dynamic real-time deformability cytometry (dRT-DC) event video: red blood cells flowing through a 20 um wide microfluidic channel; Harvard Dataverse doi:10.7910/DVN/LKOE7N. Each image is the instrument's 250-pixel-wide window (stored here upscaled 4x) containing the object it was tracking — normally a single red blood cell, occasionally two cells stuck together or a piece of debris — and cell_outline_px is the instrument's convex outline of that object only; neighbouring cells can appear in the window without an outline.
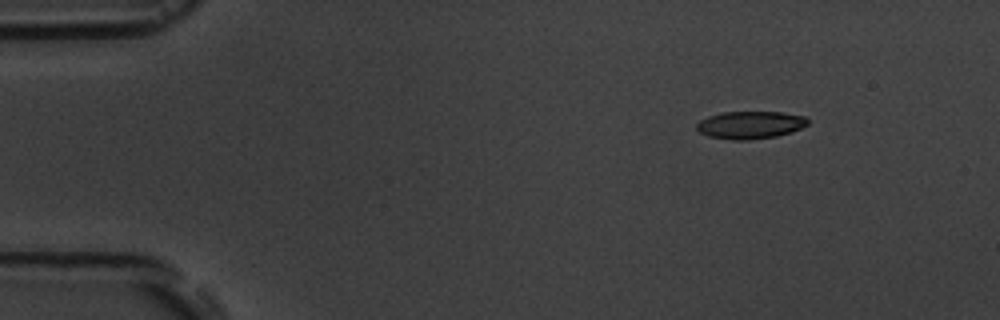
{"species": "common noctule bat (a hibernating species)", "species_latin": "Nyctalus noctula", "temperature_condition": "room temperature", "stored_images_in_passage": 8, "camera_frame_rate_fps": 3000, "um_per_image_px": 0.085, "animal": {"sex": "male", "body_mass_g": 19.5, "forearm_length_mm": 54.6}, "frame": {"image": 1, "passage_image": 1, "time_ms": 0.0, "image_size_px": [1000, 320], "cell_outline_px": [[808, 124], [792, 132], [776, 136], [748, 140], [732, 140], [708, 136], [700, 132], [696, 128], [696, 124], [700, 120], [708, 116], [720, 112], [784, 112], [804, 116], [808, 120]], "centroid_in_image_um": [63.76, 10.61], "position_along_channel_um": 21.2, "area_um2": 17.92}}
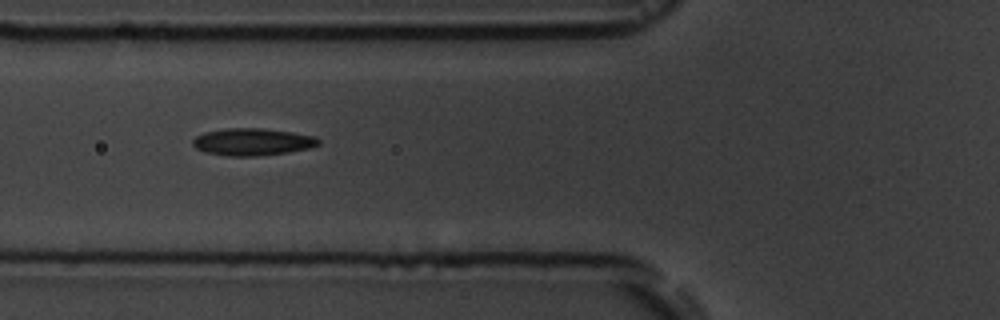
{"frame": {"image": 2, "passage_image": 5, "time_ms": 4.667, "image_size_px": [1000, 320], "cell_outline_px": [[320, 144], [308, 148], [288, 152], [256, 156], [228, 156], [204, 152], [196, 148], [192, 144], [192, 140], [196, 136], [204, 132], [228, 128], [260, 128], [292, 132], [316, 136], [320, 140]], "centroid_in_image_um": [21.45, 12.06], "position_along_channel_um": 104.4, "area_um2": 19.94}}
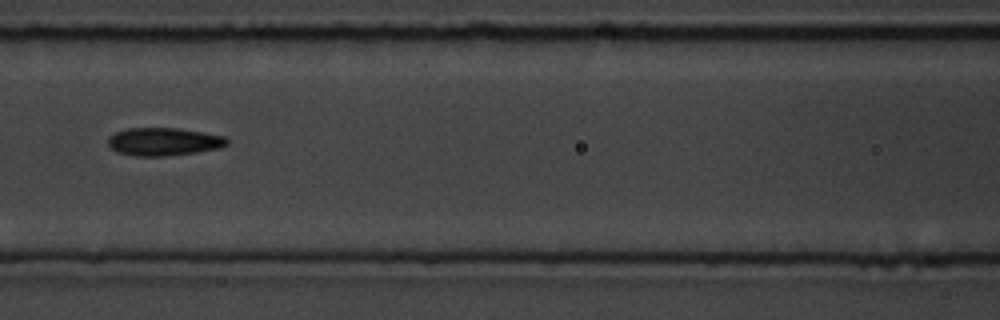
{"frame": {"image": 3, "passage_image": 6, "time_ms": 6.0, "image_size_px": [1000, 320], "cell_outline_px": [[228, 144], [220, 148], [196, 152], [164, 156], [136, 156], [116, 152], [108, 144], [108, 136], [116, 132], [128, 128], [176, 128], [204, 132], [224, 136], [228, 140]], "centroid_in_image_um": [13.91, 12.04], "position_along_channel_um": 152.7, "area_um2": 19.36}}